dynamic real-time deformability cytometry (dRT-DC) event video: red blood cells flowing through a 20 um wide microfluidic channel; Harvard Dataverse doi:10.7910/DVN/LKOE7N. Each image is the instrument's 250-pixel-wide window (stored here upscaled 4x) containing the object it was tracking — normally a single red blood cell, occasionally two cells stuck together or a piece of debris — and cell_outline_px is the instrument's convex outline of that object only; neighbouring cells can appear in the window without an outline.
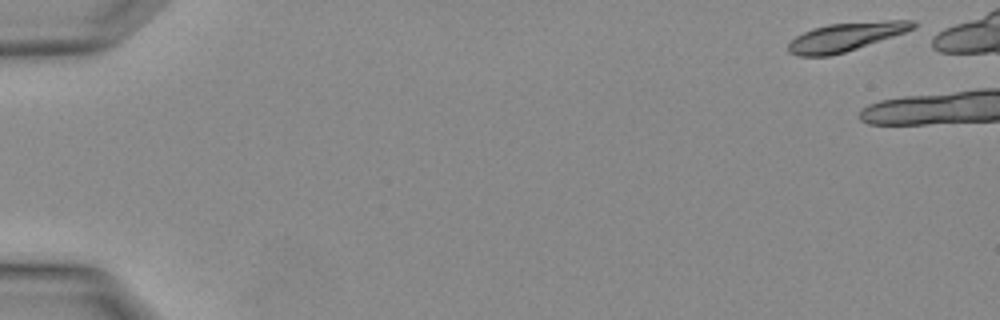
{"species": "Egyptian fruit bat (a non-hibernating species)", "species_latin": "Rousettus aegyptiacus", "temperature_condition": "warm", "stored_images_in_passage": 4, "camera_frame_rate_fps": 3000, "um_per_image_px": 0.085, "animal": {"sex": "female"}, "frame": {"image": 1, "passage_image": 1, "time_ms": 0.0, "image_size_px": [1000, 320], "cell_outline_px": [[916, 28], [844, 52], [828, 56], [796, 56], [788, 52], [788, 44], [796, 36], [812, 28], [828, 24], [884, 20], [912, 20], [916, 24]], "centroid_in_image_um": [71.85, 3.12], "position_along_channel_um": 13.1, "area_um2": 20.52}}